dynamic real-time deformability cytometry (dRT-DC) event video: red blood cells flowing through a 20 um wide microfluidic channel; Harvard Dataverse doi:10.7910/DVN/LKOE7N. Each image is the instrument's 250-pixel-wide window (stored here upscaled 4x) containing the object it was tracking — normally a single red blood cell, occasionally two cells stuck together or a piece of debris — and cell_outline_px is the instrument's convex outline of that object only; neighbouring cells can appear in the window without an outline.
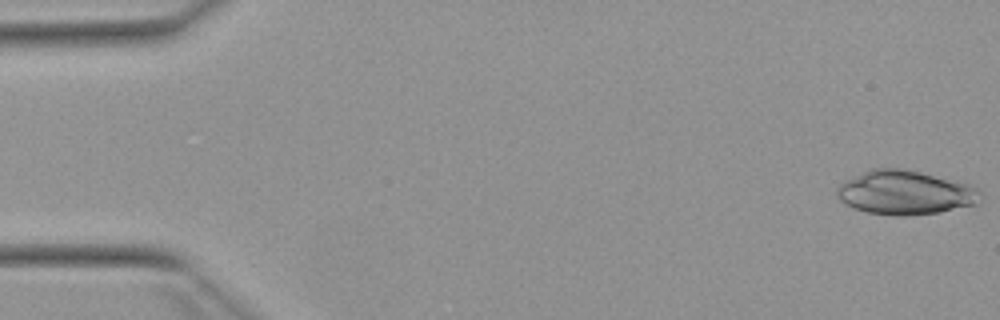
{"species": "Egyptian fruit bat (a non-hibernating species)", "species_latin": "Rousettus aegyptiacus", "temperature_condition": "warm", "stored_images_in_passage": 52, "camera_frame_rate_fps": 3000, "um_per_image_px": 0.085, "animal": {"sex": "female"}, "frame": {"image": 1, "passage_image": 1, "time_ms": 0.0, "image_size_px": [1000, 320], "cell_outline_px": [[976, 204], [940, 212], [908, 216], [896, 216], [868, 212], [844, 204], [836, 196], [836, 188], [844, 180], [872, 168], [900, 168], [920, 172], [968, 184], [976, 188]], "centroid_in_image_um": [76.84, 16.37], "position_along_channel_um": 8.2, "area_um2": 36.36}}
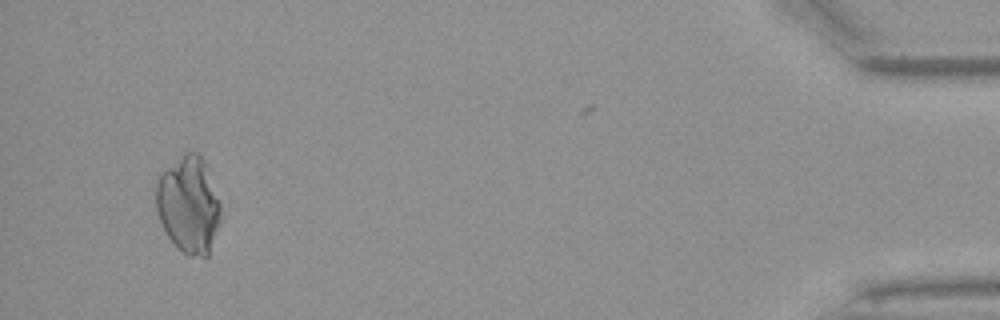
{"frame": {"image": 2, "passage_image": 49, "time_ms": 16.0, "image_size_px": [1000, 320], "cell_outline_px": [[224, 216], [208, 256], [188, 256], [176, 248], [168, 236], [156, 212], [156, 184], [160, 176], [184, 152], [196, 152], [200, 156], [204, 164], [220, 200]], "centroid_in_image_um": [16.07, 17.47], "position_along_channel_um": 419.1, "area_um2": 36.59}}